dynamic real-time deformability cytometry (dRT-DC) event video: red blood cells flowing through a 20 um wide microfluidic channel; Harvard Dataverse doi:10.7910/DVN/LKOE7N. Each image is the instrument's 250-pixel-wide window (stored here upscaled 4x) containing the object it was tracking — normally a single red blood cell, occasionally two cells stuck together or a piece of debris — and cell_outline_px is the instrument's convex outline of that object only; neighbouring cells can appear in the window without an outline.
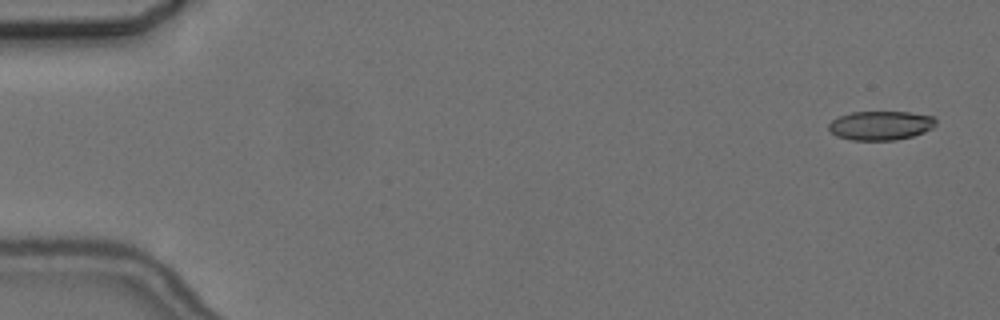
{"species": "common noctule bat (a hibernating species)", "species_latin": "Nyctalus noctula", "temperature_condition": "cold", "stored_images_in_passage": 6, "camera_frame_rate_fps": 3000, "um_per_image_px": 0.085, "animal": {"sex": "female", "body_mass_g": 24.6, "forearm_length_mm": 56.2}, "frame": {"image": 1, "passage_image": 1, "time_ms": 0.0, "image_size_px": [1000, 320], "cell_outline_px": [[936, 124], [932, 128], [924, 132], [912, 136], [896, 140], [852, 140], [836, 136], [828, 128], [828, 124], [832, 120], [840, 116], [852, 112], [908, 112], [932, 116], [936, 120]], "centroid_in_image_um": [74.85, 10.67], "position_along_channel_um": 10.2, "area_um2": 18.09}}
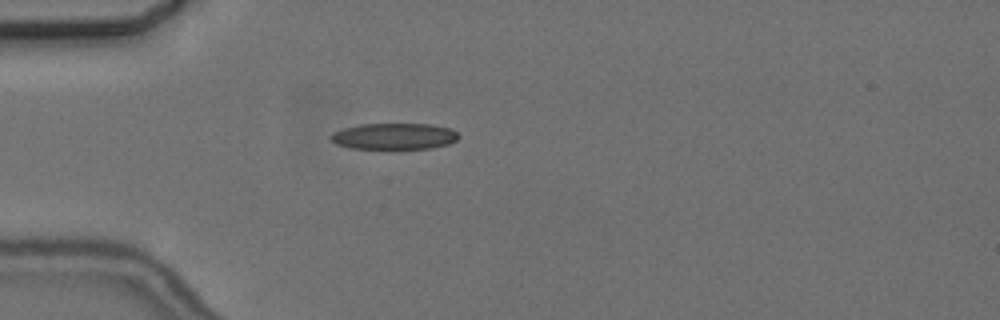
{"frame": {"image": 2, "passage_image": 5, "time_ms": 4.667, "image_size_px": [1000, 320], "cell_outline_px": [[460, 136], [456, 140], [448, 144], [432, 148], [400, 152], [352, 148], [336, 144], [328, 136], [332, 132], [344, 128], [360, 124], [432, 124], [452, 128]], "centroid_in_image_um": [33.52, 11.63], "position_along_channel_um": 51.5, "area_um2": 20.69}}